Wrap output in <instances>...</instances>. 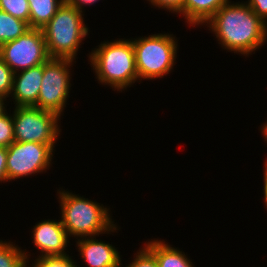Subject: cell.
<instances>
[{
  "label": "cell",
  "instance_id": "15",
  "mask_svg": "<svg viewBox=\"0 0 267 267\" xmlns=\"http://www.w3.org/2000/svg\"><path fill=\"white\" fill-rule=\"evenodd\" d=\"M66 0H28L30 28L42 29Z\"/></svg>",
  "mask_w": 267,
  "mask_h": 267
},
{
  "label": "cell",
  "instance_id": "4",
  "mask_svg": "<svg viewBox=\"0 0 267 267\" xmlns=\"http://www.w3.org/2000/svg\"><path fill=\"white\" fill-rule=\"evenodd\" d=\"M84 14L66 1L41 29L50 58L76 60L82 41L90 31Z\"/></svg>",
  "mask_w": 267,
  "mask_h": 267
},
{
  "label": "cell",
  "instance_id": "12",
  "mask_svg": "<svg viewBox=\"0 0 267 267\" xmlns=\"http://www.w3.org/2000/svg\"><path fill=\"white\" fill-rule=\"evenodd\" d=\"M44 74V63L13 76L12 101L15 106H36Z\"/></svg>",
  "mask_w": 267,
  "mask_h": 267
},
{
  "label": "cell",
  "instance_id": "22",
  "mask_svg": "<svg viewBox=\"0 0 267 267\" xmlns=\"http://www.w3.org/2000/svg\"><path fill=\"white\" fill-rule=\"evenodd\" d=\"M125 267H158V264L154 255L143 246L135 253L134 260Z\"/></svg>",
  "mask_w": 267,
  "mask_h": 267
},
{
  "label": "cell",
  "instance_id": "27",
  "mask_svg": "<svg viewBox=\"0 0 267 267\" xmlns=\"http://www.w3.org/2000/svg\"><path fill=\"white\" fill-rule=\"evenodd\" d=\"M266 162H264V185H263V194H264V201H265V206H266V210H267V159L265 160Z\"/></svg>",
  "mask_w": 267,
  "mask_h": 267
},
{
  "label": "cell",
  "instance_id": "17",
  "mask_svg": "<svg viewBox=\"0 0 267 267\" xmlns=\"http://www.w3.org/2000/svg\"><path fill=\"white\" fill-rule=\"evenodd\" d=\"M27 253L13 242L0 239V267H26L30 262Z\"/></svg>",
  "mask_w": 267,
  "mask_h": 267
},
{
  "label": "cell",
  "instance_id": "8",
  "mask_svg": "<svg viewBox=\"0 0 267 267\" xmlns=\"http://www.w3.org/2000/svg\"><path fill=\"white\" fill-rule=\"evenodd\" d=\"M55 144L14 141L7 149L8 182L49 170Z\"/></svg>",
  "mask_w": 267,
  "mask_h": 267
},
{
  "label": "cell",
  "instance_id": "19",
  "mask_svg": "<svg viewBox=\"0 0 267 267\" xmlns=\"http://www.w3.org/2000/svg\"><path fill=\"white\" fill-rule=\"evenodd\" d=\"M34 263V264H33ZM77 262L72 259V256L54 255V256H37V259L32 261V267H77ZM26 265V267H31ZM79 267V266H78Z\"/></svg>",
  "mask_w": 267,
  "mask_h": 267
},
{
  "label": "cell",
  "instance_id": "6",
  "mask_svg": "<svg viewBox=\"0 0 267 267\" xmlns=\"http://www.w3.org/2000/svg\"><path fill=\"white\" fill-rule=\"evenodd\" d=\"M14 138L18 142L56 144L61 132L60 117L34 106H14ZM59 122V123H58Z\"/></svg>",
  "mask_w": 267,
  "mask_h": 267
},
{
  "label": "cell",
  "instance_id": "9",
  "mask_svg": "<svg viewBox=\"0 0 267 267\" xmlns=\"http://www.w3.org/2000/svg\"><path fill=\"white\" fill-rule=\"evenodd\" d=\"M0 58L15 73L45 63L50 57L41 29L30 28L0 46Z\"/></svg>",
  "mask_w": 267,
  "mask_h": 267
},
{
  "label": "cell",
  "instance_id": "23",
  "mask_svg": "<svg viewBox=\"0 0 267 267\" xmlns=\"http://www.w3.org/2000/svg\"><path fill=\"white\" fill-rule=\"evenodd\" d=\"M153 7L183 15V0H147Z\"/></svg>",
  "mask_w": 267,
  "mask_h": 267
},
{
  "label": "cell",
  "instance_id": "2",
  "mask_svg": "<svg viewBox=\"0 0 267 267\" xmlns=\"http://www.w3.org/2000/svg\"><path fill=\"white\" fill-rule=\"evenodd\" d=\"M61 222L69 237H94L117 232L118 226L110 216V209L63 188L57 190Z\"/></svg>",
  "mask_w": 267,
  "mask_h": 267
},
{
  "label": "cell",
  "instance_id": "3",
  "mask_svg": "<svg viewBox=\"0 0 267 267\" xmlns=\"http://www.w3.org/2000/svg\"><path fill=\"white\" fill-rule=\"evenodd\" d=\"M96 47L88 57L98 83L122 92L138 82L132 40H104Z\"/></svg>",
  "mask_w": 267,
  "mask_h": 267
},
{
  "label": "cell",
  "instance_id": "21",
  "mask_svg": "<svg viewBox=\"0 0 267 267\" xmlns=\"http://www.w3.org/2000/svg\"><path fill=\"white\" fill-rule=\"evenodd\" d=\"M14 72L0 58V95L10 97Z\"/></svg>",
  "mask_w": 267,
  "mask_h": 267
},
{
  "label": "cell",
  "instance_id": "25",
  "mask_svg": "<svg viewBox=\"0 0 267 267\" xmlns=\"http://www.w3.org/2000/svg\"><path fill=\"white\" fill-rule=\"evenodd\" d=\"M7 149L0 146V183L8 182L7 178Z\"/></svg>",
  "mask_w": 267,
  "mask_h": 267
},
{
  "label": "cell",
  "instance_id": "30",
  "mask_svg": "<svg viewBox=\"0 0 267 267\" xmlns=\"http://www.w3.org/2000/svg\"><path fill=\"white\" fill-rule=\"evenodd\" d=\"M267 42V30H266V35H265V39H264V44H266Z\"/></svg>",
  "mask_w": 267,
  "mask_h": 267
},
{
  "label": "cell",
  "instance_id": "16",
  "mask_svg": "<svg viewBox=\"0 0 267 267\" xmlns=\"http://www.w3.org/2000/svg\"><path fill=\"white\" fill-rule=\"evenodd\" d=\"M29 29L27 22L15 18L0 9V46L17 39Z\"/></svg>",
  "mask_w": 267,
  "mask_h": 267
},
{
  "label": "cell",
  "instance_id": "24",
  "mask_svg": "<svg viewBox=\"0 0 267 267\" xmlns=\"http://www.w3.org/2000/svg\"><path fill=\"white\" fill-rule=\"evenodd\" d=\"M245 3L267 24V0H248Z\"/></svg>",
  "mask_w": 267,
  "mask_h": 267
},
{
  "label": "cell",
  "instance_id": "29",
  "mask_svg": "<svg viewBox=\"0 0 267 267\" xmlns=\"http://www.w3.org/2000/svg\"><path fill=\"white\" fill-rule=\"evenodd\" d=\"M260 127H261V132L264 135L263 137H264V139H265V141L267 143V120Z\"/></svg>",
  "mask_w": 267,
  "mask_h": 267
},
{
  "label": "cell",
  "instance_id": "14",
  "mask_svg": "<svg viewBox=\"0 0 267 267\" xmlns=\"http://www.w3.org/2000/svg\"><path fill=\"white\" fill-rule=\"evenodd\" d=\"M228 0H183V16L188 26H202Z\"/></svg>",
  "mask_w": 267,
  "mask_h": 267
},
{
  "label": "cell",
  "instance_id": "28",
  "mask_svg": "<svg viewBox=\"0 0 267 267\" xmlns=\"http://www.w3.org/2000/svg\"><path fill=\"white\" fill-rule=\"evenodd\" d=\"M7 97L0 95V116H2L3 114H5L7 112L6 110V101Z\"/></svg>",
  "mask_w": 267,
  "mask_h": 267
},
{
  "label": "cell",
  "instance_id": "1",
  "mask_svg": "<svg viewBox=\"0 0 267 267\" xmlns=\"http://www.w3.org/2000/svg\"><path fill=\"white\" fill-rule=\"evenodd\" d=\"M230 1L205 24L223 49L248 57L264 45L267 24L244 1Z\"/></svg>",
  "mask_w": 267,
  "mask_h": 267
},
{
  "label": "cell",
  "instance_id": "11",
  "mask_svg": "<svg viewBox=\"0 0 267 267\" xmlns=\"http://www.w3.org/2000/svg\"><path fill=\"white\" fill-rule=\"evenodd\" d=\"M76 246L87 267H122L120 252L110 243L94 237H83Z\"/></svg>",
  "mask_w": 267,
  "mask_h": 267
},
{
  "label": "cell",
  "instance_id": "26",
  "mask_svg": "<svg viewBox=\"0 0 267 267\" xmlns=\"http://www.w3.org/2000/svg\"><path fill=\"white\" fill-rule=\"evenodd\" d=\"M98 1L99 0H66L69 5L76 7L82 13L84 12L83 9L86 5L90 6Z\"/></svg>",
  "mask_w": 267,
  "mask_h": 267
},
{
  "label": "cell",
  "instance_id": "5",
  "mask_svg": "<svg viewBox=\"0 0 267 267\" xmlns=\"http://www.w3.org/2000/svg\"><path fill=\"white\" fill-rule=\"evenodd\" d=\"M138 82L163 78L171 73L178 43L173 34L160 33L132 39Z\"/></svg>",
  "mask_w": 267,
  "mask_h": 267
},
{
  "label": "cell",
  "instance_id": "18",
  "mask_svg": "<svg viewBox=\"0 0 267 267\" xmlns=\"http://www.w3.org/2000/svg\"><path fill=\"white\" fill-rule=\"evenodd\" d=\"M0 9L23 20L30 27V9L28 0H0Z\"/></svg>",
  "mask_w": 267,
  "mask_h": 267
},
{
  "label": "cell",
  "instance_id": "13",
  "mask_svg": "<svg viewBox=\"0 0 267 267\" xmlns=\"http://www.w3.org/2000/svg\"><path fill=\"white\" fill-rule=\"evenodd\" d=\"M151 240L144 243V246L154 255L158 267H194L192 261L180 249L171 247L172 245L164 240Z\"/></svg>",
  "mask_w": 267,
  "mask_h": 267
},
{
  "label": "cell",
  "instance_id": "7",
  "mask_svg": "<svg viewBox=\"0 0 267 267\" xmlns=\"http://www.w3.org/2000/svg\"><path fill=\"white\" fill-rule=\"evenodd\" d=\"M76 61L70 59L49 58L44 63V74L36 108L64 114L71 88V71L69 69Z\"/></svg>",
  "mask_w": 267,
  "mask_h": 267
},
{
  "label": "cell",
  "instance_id": "10",
  "mask_svg": "<svg viewBox=\"0 0 267 267\" xmlns=\"http://www.w3.org/2000/svg\"><path fill=\"white\" fill-rule=\"evenodd\" d=\"M32 234L33 244L37 250H40L39 256L67 254L65 251L70 237L62 225L61 219L58 221L48 219L36 223Z\"/></svg>",
  "mask_w": 267,
  "mask_h": 267
},
{
  "label": "cell",
  "instance_id": "20",
  "mask_svg": "<svg viewBox=\"0 0 267 267\" xmlns=\"http://www.w3.org/2000/svg\"><path fill=\"white\" fill-rule=\"evenodd\" d=\"M14 141L13 117L6 112L0 116V146L7 148Z\"/></svg>",
  "mask_w": 267,
  "mask_h": 267
}]
</instances>
